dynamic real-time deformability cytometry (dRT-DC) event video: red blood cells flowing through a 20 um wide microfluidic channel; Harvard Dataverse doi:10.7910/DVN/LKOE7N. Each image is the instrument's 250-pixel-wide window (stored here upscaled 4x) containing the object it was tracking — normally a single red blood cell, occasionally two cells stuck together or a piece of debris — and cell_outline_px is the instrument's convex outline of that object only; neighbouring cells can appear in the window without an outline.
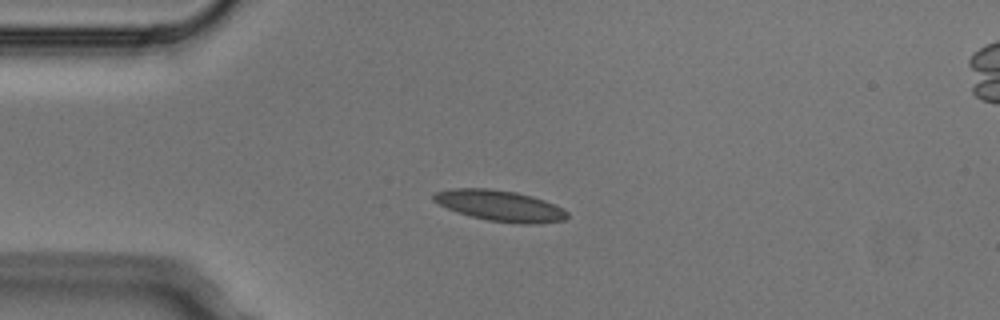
{"species": "Egyptian fruit bat (a non-hibernating species)", "species_latin": "Rousettus aegyptiacus", "temperature_condition": "cold", "stored_images_in_passage": 5, "camera_frame_rate_fps": 3000, "um_per_image_px": 0.085, "animal": {"sex": "male"}, "frame": {"image": 1, "passage_image": 3, "time_ms": 0.667, "image_size_px": [1000, 320], "cell_outline_px": [[568, 216], [564, 220], [540, 224], [520, 224], [488, 220], [456, 212], [432, 200], [432, 196], [436, 192], [452, 188], [488, 188], [516, 192], [532, 196], [544, 200], [564, 208], [568, 212]], "centroid_in_image_um": [42.53, 17.49], "position_along_channel_um": 42.5, "area_um2": 24.1}}
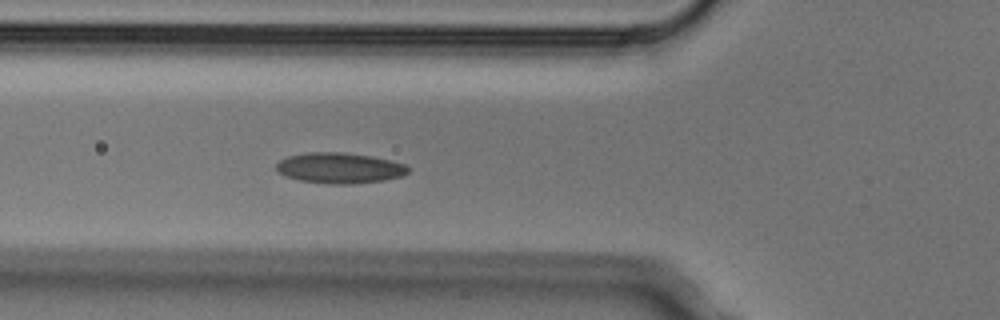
{"frame": {"image": 2, "passage_image": 5, "time_ms": 1.333, "image_size_px": [1000, 320], "cell_outline_px": [[408, 172], [404, 176], [384, 180], [352, 184], [332, 184], [300, 180], [288, 176], [280, 172], [276, 168], [276, 164], [280, 160], [288, 156], [308, 152], [344, 152], [372, 156], [404, 164], [408, 168]], "centroid_in_image_um": [28.88, 14.27], "position_along_channel_um": 96.9, "area_um2": 23.35}}